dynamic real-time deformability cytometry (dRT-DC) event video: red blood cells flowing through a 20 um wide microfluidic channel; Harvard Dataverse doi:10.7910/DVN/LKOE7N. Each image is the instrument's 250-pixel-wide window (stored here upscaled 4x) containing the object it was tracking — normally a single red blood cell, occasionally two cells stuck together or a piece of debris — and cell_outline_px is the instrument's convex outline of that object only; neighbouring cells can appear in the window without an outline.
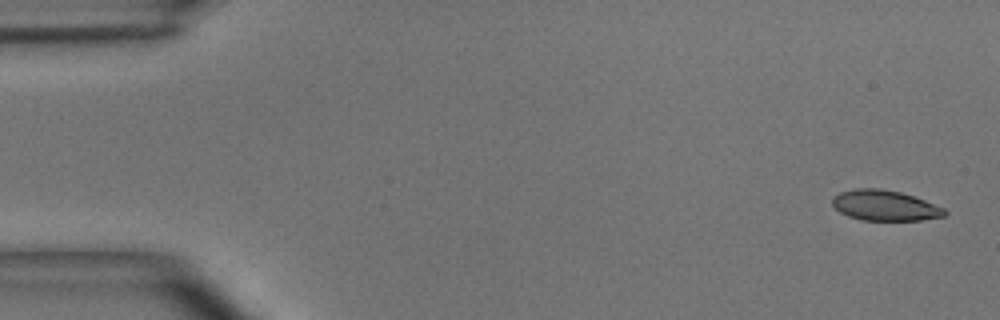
{"species": "common noctule bat (a hibernating species)", "species_latin": "Nyctalus noctula", "temperature_condition": "room temperature", "stored_images_in_passage": 49, "camera_frame_rate_fps": 3000, "um_per_image_px": 0.085, "animal": {"sex": "male", "body_mass_g": 15.6}, "frame": {"image": 1, "passage_image": 1, "time_ms": 0.0, "image_size_px": [1000, 320], "cell_outline_px": [[948, 212], [944, 216], [920, 220], [860, 220], [848, 216], [840, 212], [832, 204], [832, 196], [840, 192], [856, 188], [880, 188], [900, 192], [924, 200], [944, 208]], "centroid_in_image_um": [75.18, 17.46], "position_along_channel_um": 9.8, "area_um2": 19.88}}
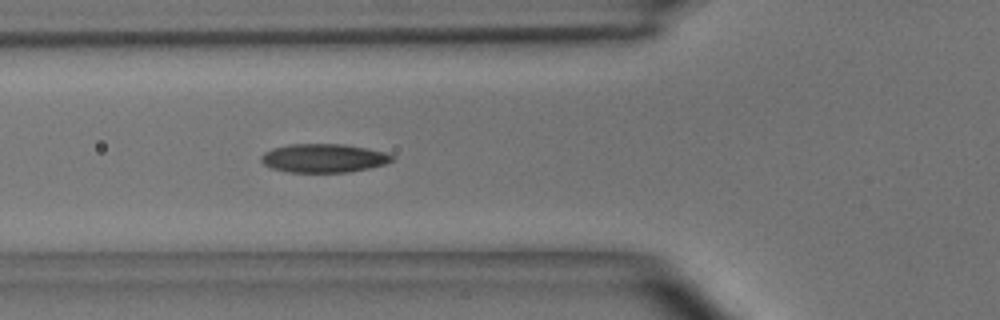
{"frame": {"image": 2, "passage_image": 17, "time_ms": 5.333, "image_size_px": [1000, 320], "cell_outline_px": [[396, 156], [392, 160], [384, 164], [368, 168], [348, 172], [288, 172], [272, 168], [264, 164], [260, 160], [260, 156], [264, 152], [272, 148], [288, 144], [344, 144], [384, 152]], "centroid_in_image_um": [27.47, 13.44], "position_along_channel_um": 98.3, "area_um2": 21.79}}
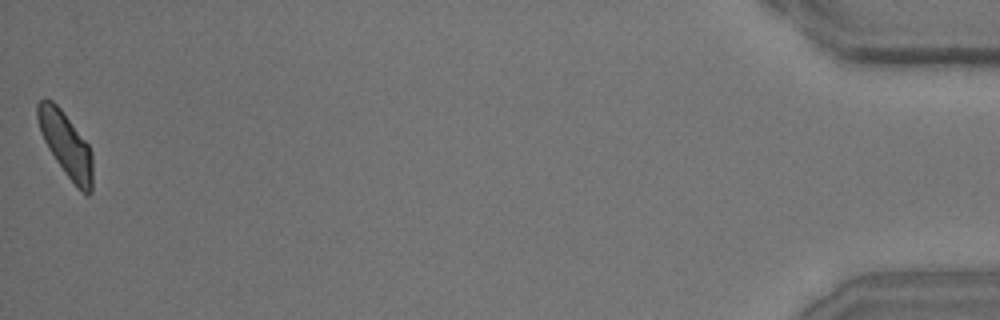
{"frame": {"image": 3, "passage_image": 49, "time_ms": 16.0, "image_size_px": [1000, 320], "cell_outline_px": [[92, 192], [88, 196], [64, 172], [48, 148], [40, 132], [36, 116], [36, 104], [44, 96], [52, 100], [60, 108], [88, 144], [92, 152]], "centroid_in_image_um": [5.58, 12.22], "position_along_channel_um": 429.6, "area_um2": 20.46}, "authors_computed_cell_mechanics": {"area_um2": 21.097, "velocity_mm_per_s": 3.979, "shape_relaxation_time_tau1_ms": 3.555, "shape_relaxation_time_tau2_ms": 2.1905, "deformation_change_tau1": 0.1187, "deformation_change_tau2": 0.0736}}